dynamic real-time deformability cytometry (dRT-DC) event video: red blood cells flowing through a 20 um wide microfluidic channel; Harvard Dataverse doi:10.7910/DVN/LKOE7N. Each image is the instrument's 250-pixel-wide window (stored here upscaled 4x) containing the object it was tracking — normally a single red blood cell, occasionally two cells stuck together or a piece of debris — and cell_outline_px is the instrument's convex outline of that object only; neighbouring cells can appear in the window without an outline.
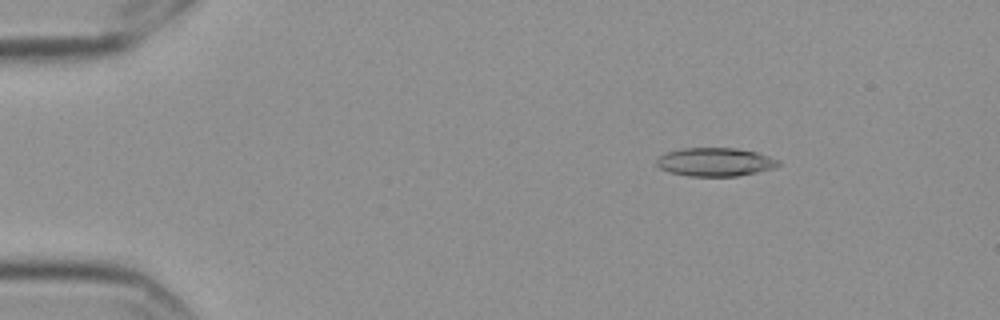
{"species": "Egyptian fruit bat (a non-hibernating species)", "species_latin": "Rousettus aegyptiacus", "temperature_condition": "cold", "stored_images_in_passage": 58, "camera_frame_rate_fps": 3000, "um_per_image_px": 0.085, "frame": {"image": 1, "passage_image": 9, "time_ms": 2.667, "image_size_px": [1000, 320], "cell_outline_px": [[780, 164], [776, 168], [736, 176], [688, 176], [668, 172], [660, 168], [656, 164], [656, 160], [664, 152], [684, 148], [736, 148], [756, 152], [780, 160]], "centroid_in_image_um": [60.78, 13.77], "position_along_channel_um": 24.2, "area_um2": 20.29}}
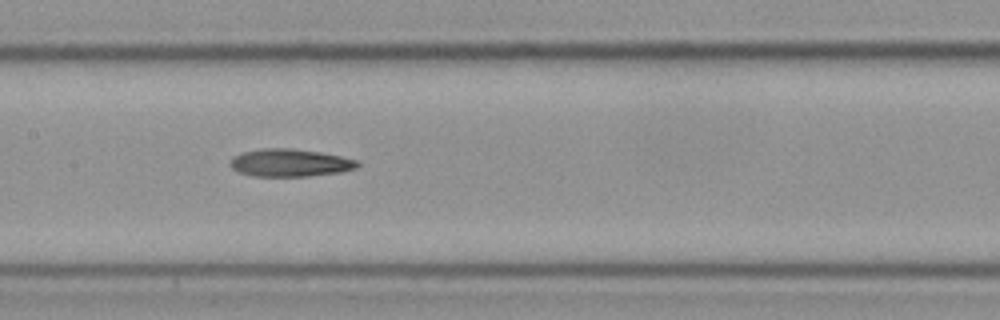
{"frame": {"image": 2, "passage_image": 29, "time_ms": 9.333, "image_size_px": [1000, 320], "cell_outline_px": [[360, 164], [356, 168], [340, 172], [308, 176], [252, 176], [240, 172], [232, 168], [228, 164], [232, 156], [240, 152], [260, 148], [292, 148], [320, 152], [340, 156], [356, 160]], "centroid_in_image_um": [24.59, 13.82], "position_along_channel_um": 182.8, "area_um2": 20.63}}
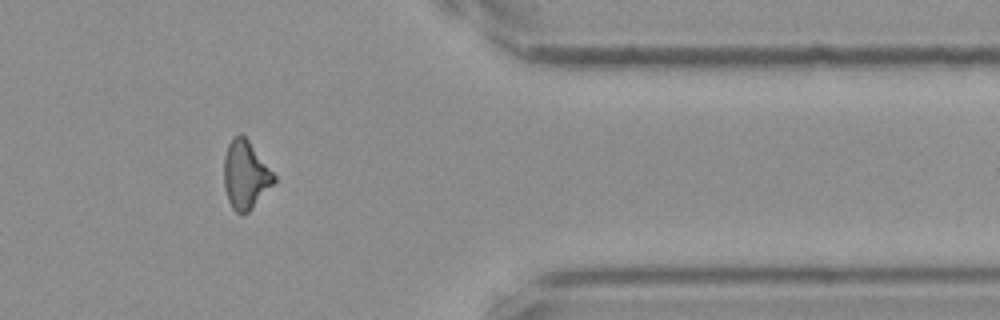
{"frame": {"image": 3, "passage_image": 48, "time_ms": 15.667, "image_size_px": [1000, 320], "cell_outline_px": [[276, 180], [252, 208], [248, 212], [240, 216], [232, 208], [228, 200], [224, 188], [224, 156], [228, 144], [232, 136], [240, 132], [248, 140], [276, 176]], "centroid_in_image_um": [20.84, 14.86], "position_along_channel_um": 390.6, "area_um2": 19.88}}